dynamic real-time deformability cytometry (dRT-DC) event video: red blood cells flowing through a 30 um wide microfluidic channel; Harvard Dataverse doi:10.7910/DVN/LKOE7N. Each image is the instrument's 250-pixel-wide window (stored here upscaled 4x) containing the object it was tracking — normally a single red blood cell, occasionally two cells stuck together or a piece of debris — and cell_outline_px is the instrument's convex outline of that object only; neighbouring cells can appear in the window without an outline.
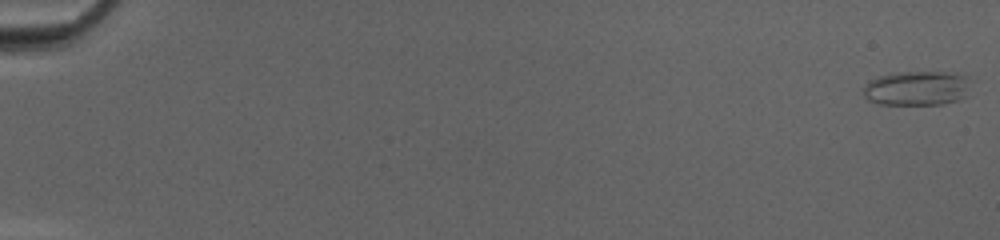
{"species": "common noctule bat (a hibernating species)", "species_latin": "Nyctalus noctula", "temperature_condition": "cold", "stored_images_in_passage": 52, "camera_frame_rate_fps": 3000, "um_per_image_px": 0.085, "animal": {"sex": "female", "body_mass_g": 20.0, "forearm_length_mm": 54.0}, "frame": {"image": 1, "passage_image": 1, "time_ms": 0.0, "image_size_px": [1000, 240], "cell_outline_px": [[968, 96], [944, 104], [876, 104], [868, 100], [864, 96], [864, 88], [868, 80], [892, 72], [956, 72], [964, 76], [968, 80]], "centroid_in_image_um": [77.92, 7.49], "position_along_channel_um": 7.1, "area_um2": 21.73}}
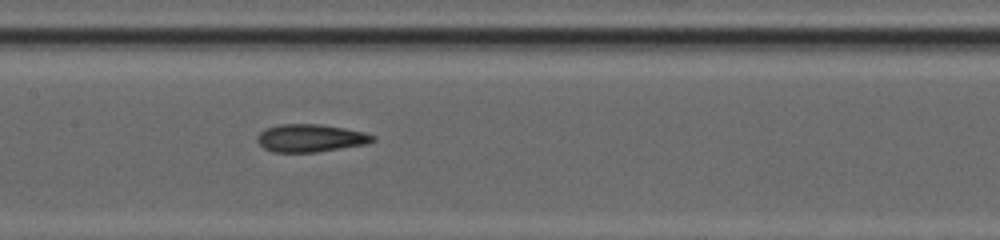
{"frame": {"image": 2, "passage_image": 28, "time_ms": 9.0, "image_size_px": [1000, 240], "cell_outline_px": [[376, 140], [368, 144], [316, 152], [272, 152], [264, 148], [256, 140], [256, 136], [264, 128], [280, 124], [320, 124], [344, 128], [364, 132], [376, 136]], "centroid_in_image_um": [26.39, 11.73], "position_along_channel_um": 181.0, "area_um2": 18.84}}
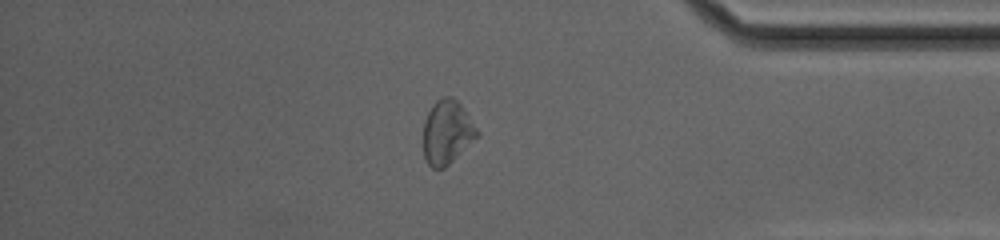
{"frame": {"image": 3, "passage_image": 45, "time_ms": 14.667, "image_size_px": [1000, 240], "cell_outline_px": [[480, 136], [444, 168], [432, 168], [428, 164], [424, 156], [424, 120], [432, 104], [436, 100], [444, 96], [452, 96], [460, 104], [480, 132]], "centroid_in_image_um": [38.01, 11.23], "position_along_channel_um": 397.2, "area_um2": 20.06}, "authors_computed_cell_mechanics": {"area_um2": 19.7965, "velocity_mm_per_s": 4.1754, "shape_relaxation_time_tau1_ms": null, "shape_relaxation_time_tau2_ms": 2.3255, "deformation_change_tau1": null, "deformation_change_tau2": 0.0965}}